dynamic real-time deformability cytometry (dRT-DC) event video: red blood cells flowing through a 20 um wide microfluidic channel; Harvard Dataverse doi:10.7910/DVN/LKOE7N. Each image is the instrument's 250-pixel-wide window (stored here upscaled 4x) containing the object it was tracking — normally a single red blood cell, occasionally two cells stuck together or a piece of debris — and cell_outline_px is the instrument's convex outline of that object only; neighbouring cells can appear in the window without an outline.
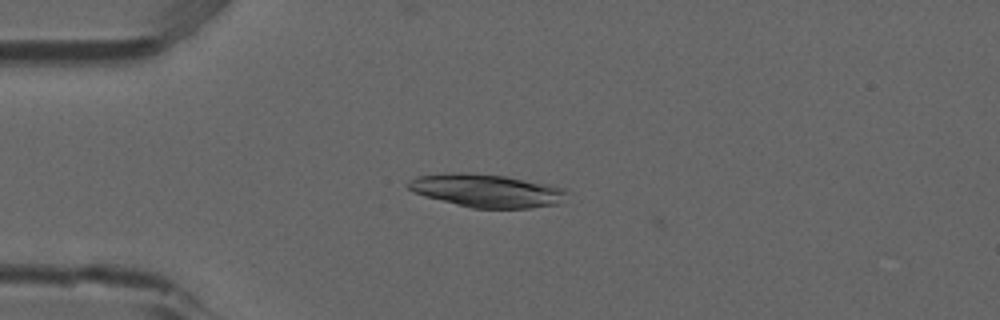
{"species": "common noctule bat (a hibernating species)", "species_latin": "Nyctalus noctula", "temperature_condition": "room temperature", "stored_images_in_passage": 3, "camera_frame_rate_fps": 3000, "um_per_image_px": 0.085, "animal": {"sex": "male", "forearm_length_mm": 52.5}, "frame": {"image": 1, "passage_image": 1, "time_ms": 0.0, "image_size_px": [1000, 320], "cell_outline_px": [[568, 192], [556, 204], [532, 208], [472, 208], [424, 196], [412, 192], [404, 184], [408, 180], [416, 176], [444, 172], [460, 172], [504, 176], [548, 184], [564, 188]], "centroid_in_image_um": [41.27, 16.19], "position_along_channel_um": 43.7, "area_um2": 30.63}}